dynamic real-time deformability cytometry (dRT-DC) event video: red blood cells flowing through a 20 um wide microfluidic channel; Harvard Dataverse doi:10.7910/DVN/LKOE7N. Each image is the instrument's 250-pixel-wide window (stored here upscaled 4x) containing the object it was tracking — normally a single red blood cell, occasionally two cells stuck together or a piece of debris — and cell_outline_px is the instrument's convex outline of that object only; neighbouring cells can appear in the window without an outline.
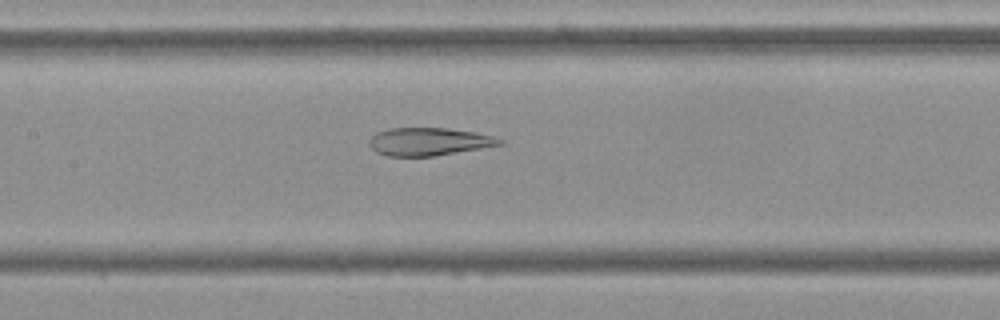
{"species": "Egyptian fruit bat (a non-hibernating species)", "species_latin": "Rousettus aegyptiacus", "temperature_condition": "cold", "stored_images_in_passage": 49, "camera_frame_rate_fps": 3000, "um_per_image_px": 0.085, "frame": {"image": 1, "passage_image": 20, "time_ms": 6.333, "image_size_px": [1000, 320], "cell_outline_px": [[504, 144], [432, 156], [388, 156], [376, 152], [368, 144], [368, 140], [376, 132], [388, 128], [448, 128], [476, 132], [492, 136], [504, 140]], "centroid_in_image_um": [36.42, 12.03], "position_along_channel_um": 171.0, "area_um2": 21.15}}
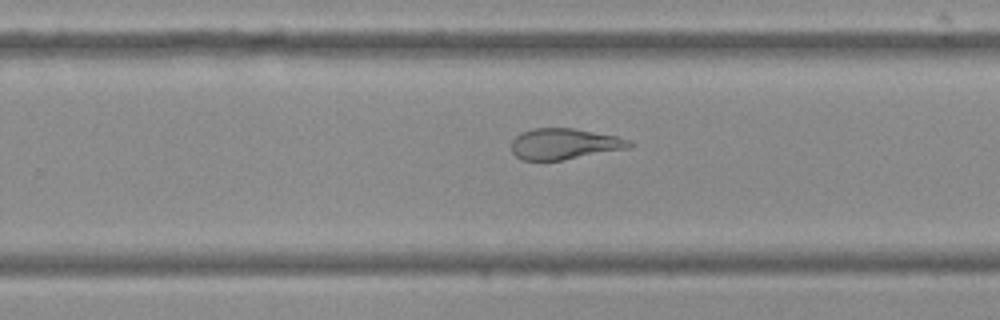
{"frame": {"image": 2, "passage_image": 29, "time_ms": 9.333, "image_size_px": [1000, 320], "cell_outline_px": [[636, 144], [632, 148], [564, 160], [520, 160], [512, 152], [512, 140], [520, 132], [532, 128], [572, 128], [616, 136], [632, 140]], "centroid_in_image_um": [48.02, 12.24], "position_along_channel_um": 281.8, "area_um2": 21.62}}
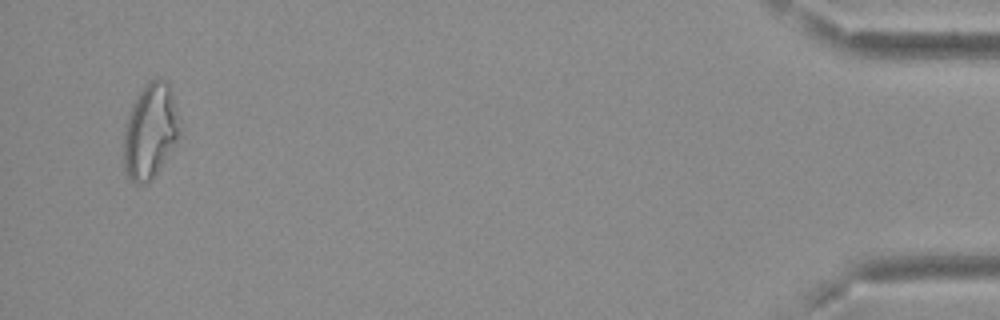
{"frame": {"image": 3, "passage_image": 47, "time_ms": 15.333, "image_size_px": [1000, 320], "cell_outline_px": [[180, 128], [176, 140], [156, 172], [144, 184], [136, 184], [128, 180], [124, 168], [124, 128], [132, 104], [148, 80], [156, 76], [160, 76], [168, 80], [172, 92], [176, 108]], "centroid_in_image_um": [12.74, 11.08], "position_along_channel_um": 422.5, "area_um2": 30.69}, "authors_computed_cell_mechanics": {"area_um2": 25.3164, "velocity_mm_per_s": 3.7042, "shape_relaxation_time_tau1_ms": null, "shape_relaxation_time_tau2_ms": 2.3503, "deformation_change_tau1": null, "deformation_change_tau2": 0.0977}}